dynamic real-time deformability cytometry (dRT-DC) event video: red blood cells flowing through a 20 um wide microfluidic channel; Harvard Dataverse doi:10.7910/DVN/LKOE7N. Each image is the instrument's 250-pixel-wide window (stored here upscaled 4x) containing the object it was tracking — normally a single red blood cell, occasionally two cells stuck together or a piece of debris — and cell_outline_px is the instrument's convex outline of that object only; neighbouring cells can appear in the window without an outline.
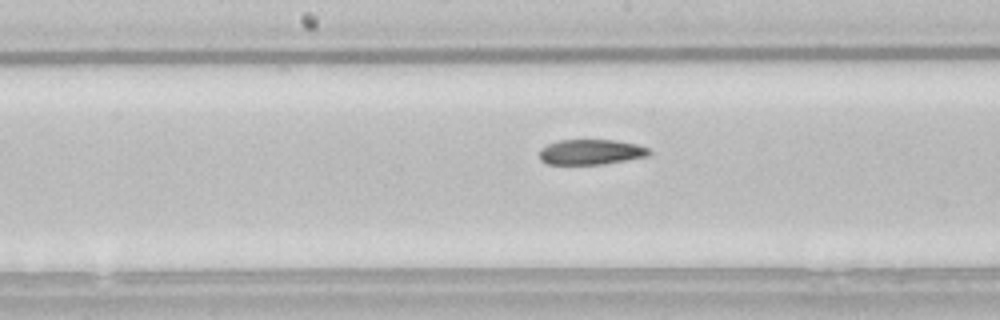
{"species": "common noctule bat (a hibernating species)", "species_latin": "Nyctalus noctula", "temperature_condition": "room temperature", "stored_images_in_passage": 35, "camera_frame_rate_fps": 3000, "um_per_image_px": 0.085, "animal": {"sex": "male", "body_mass_g": 21.5, "forearm_length_mm": 52.0}, "frame": {"image": 1, "passage_image": 20, "time_ms": 6.333, "image_size_px": [1000, 320], "cell_outline_px": [[652, 152], [648, 156], [604, 164], [548, 164], [540, 160], [540, 148], [548, 144], [560, 140], [616, 140], [636, 144], [648, 148]], "centroid_in_image_um": [50.23, 12.92], "position_along_channel_um": 198.0, "area_um2": 16.13}}